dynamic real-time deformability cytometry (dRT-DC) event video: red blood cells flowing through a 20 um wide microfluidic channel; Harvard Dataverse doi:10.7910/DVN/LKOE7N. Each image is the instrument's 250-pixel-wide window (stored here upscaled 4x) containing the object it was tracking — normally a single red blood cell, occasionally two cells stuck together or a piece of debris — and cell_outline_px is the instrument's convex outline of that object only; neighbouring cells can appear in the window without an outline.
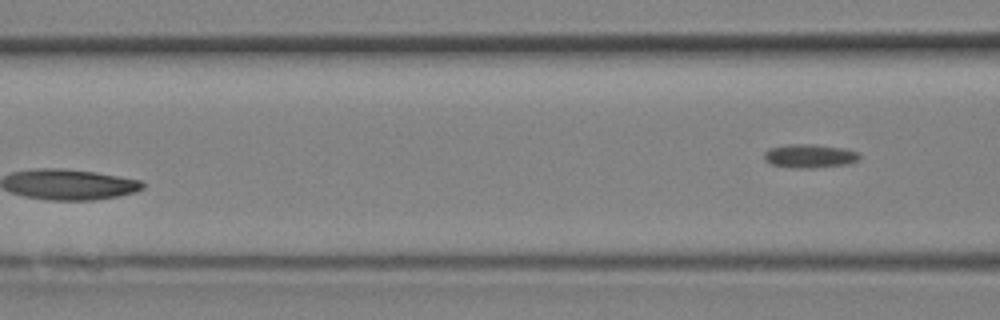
{"species": "Egyptian fruit bat (a non-hibernating species)", "species_latin": "Rousettus aegyptiacus", "temperature_condition": "room temperature", "stored_images_in_passage": 8, "camera_frame_rate_fps": 3000, "um_per_image_px": 0.085, "animal": {"sex": "female"}, "frame": {"image": 1, "passage_image": 8, "time_ms": 2.333, "image_size_px": [1000, 320], "cell_outline_px": [[860, 160], [848, 164], [812, 168], [796, 168], [772, 164], [764, 160], [764, 152], [768, 148], [788, 144], [816, 144], [844, 148], [860, 152]], "centroid_in_image_um": [68.85, 13.25], "position_along_channel_um": 97.8, "area_um2": 13.35}}